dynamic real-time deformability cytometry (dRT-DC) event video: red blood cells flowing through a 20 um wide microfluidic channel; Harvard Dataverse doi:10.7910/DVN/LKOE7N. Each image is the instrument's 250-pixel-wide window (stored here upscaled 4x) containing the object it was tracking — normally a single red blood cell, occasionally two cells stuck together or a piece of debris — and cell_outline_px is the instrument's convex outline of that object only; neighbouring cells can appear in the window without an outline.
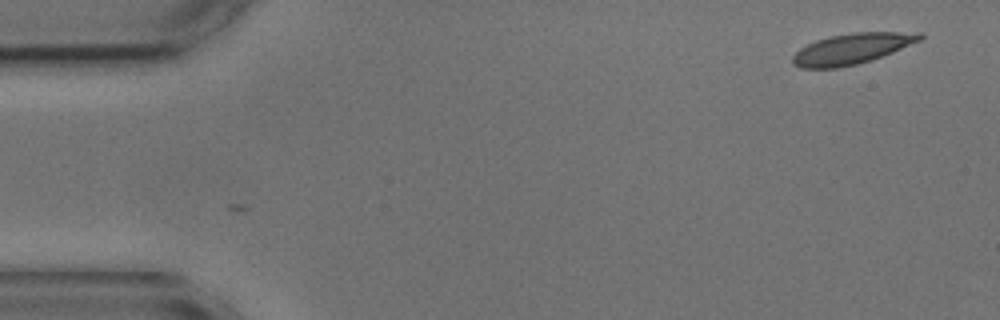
{"species": "common noctule bat (a hibernating species)", "species_latin": "Nyctalus noctula", "temperature_condition": "cold", "stored_images_in_passage": 2, "camera_frame_rate_fps": 3000, "um_per_image_px": 0.085, "animal": {"sex": "male", "body_mass_g": 17.9, "forearm_length_mm": 54.2}, "frame": {"image": 1, "passage_image": 2, "time_ms": 1.0, "image_size_px": [1000, 320], "cell_outline_px": [[924, 36], [920, 40], [892, 52], [872, 60], [856, 64], [836, 68], [800, 68], [792, 64], [792, 56], [800, 48], [816, 40], [832, 36], [852, 32], [924, 32]], "centroid_in_image_um": [72.4, 4.14], "position_along_channel_um": 12.6, "area_um2": 22.66}}